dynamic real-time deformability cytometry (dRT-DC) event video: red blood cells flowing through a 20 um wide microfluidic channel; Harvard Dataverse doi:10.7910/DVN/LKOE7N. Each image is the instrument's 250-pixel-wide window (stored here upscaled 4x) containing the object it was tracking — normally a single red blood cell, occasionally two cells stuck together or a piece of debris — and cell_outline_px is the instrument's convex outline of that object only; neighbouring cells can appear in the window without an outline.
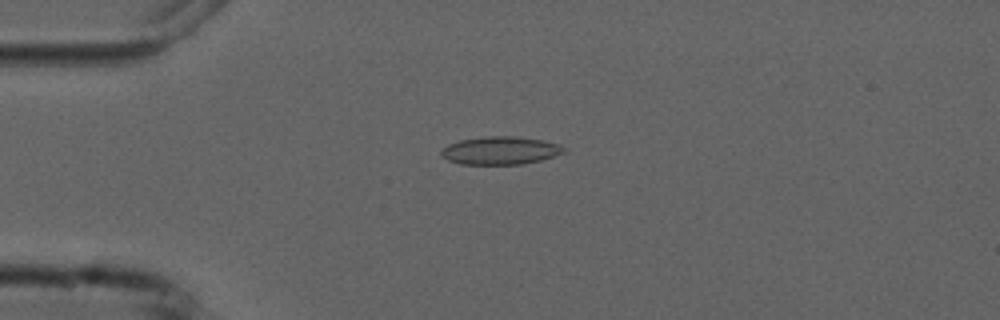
{"species": "common noctule bat (a hibernating species)", "species_latin": "Nyctalus noctula", "temperature_condition": "cold", "stored_images_in_passage": 6, "camera_frame_rate_fps": 3000, "um_per_image_px": 0.085, "animal": {"sex": "male", "forearm_length_mm": 52.5}, "frame": {"image": 1, "passage_image": 4, "time_ms": 3.333, "image_size_px": [1000, 320], "cell_outline_px": [[564, 152], [540, 160], [524, 164], [460, 164], [448, 160], [440, 156], [440, 152], [448, 144], [460, 140], [488, 136], [512, 136], [540, 140], [556, 144], [564, 148]], "centroid_in_image_um": [42.46, 12.8], "position_along_channel_um": 42.5, "area_um2": 19.65}}
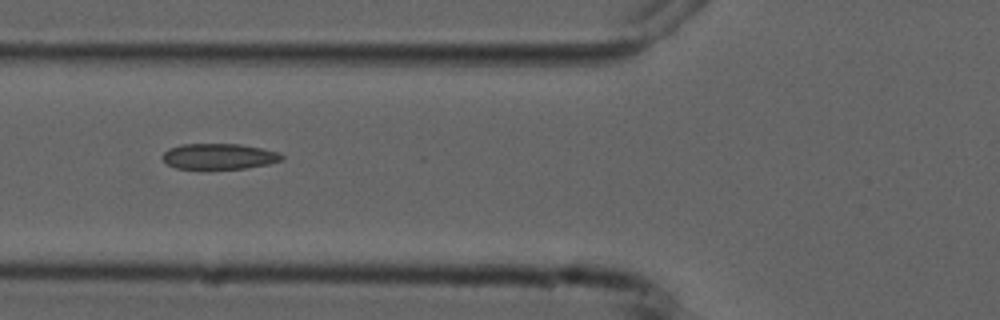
{"frame": {"image": 2, "passage_image": 6, "time_ms": 5.667, "image_size_px": [1000, 320], "cell_outline_px": [[284, 160], [268, 164], [244, 168], [208, 172], [176, 168], [168, 164], [160, 156], [168, 148], [180, 144], [240, 144], [280, 152], [284, 156]], "centroid_in_image_um": [18.58, 13.34], "position_along_channel_um": 107.2, "area_um2": 18.79}}